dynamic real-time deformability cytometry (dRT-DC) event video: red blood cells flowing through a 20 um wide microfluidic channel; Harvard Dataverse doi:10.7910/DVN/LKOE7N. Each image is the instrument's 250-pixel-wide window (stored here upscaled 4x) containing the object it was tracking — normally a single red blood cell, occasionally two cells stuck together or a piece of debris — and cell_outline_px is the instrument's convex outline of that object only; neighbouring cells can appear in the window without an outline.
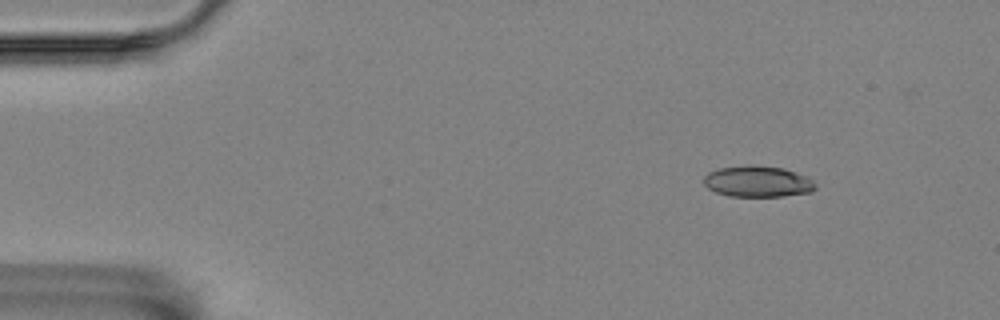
{"species": "Egyptian fruit bat (a non-hibernating species)", "species_latin": "Rousettus aegyptiacus", "temperature_condition": "room temperature", "stored_images_in_passage": 6, "segment_of_instrument_passage": [1, 2], "camera_frame_rate_fps": 3000, "um_per_image_px": 0.085, "animal": {"sex": "female"}, "frame": {"image": 1, "passage_image": 2, "time_ms": 0.333, "image_size_px": [1000, 320], "cell_outline_px": [[816, 188], [812, 192], [784, 196], [728, 196], [716, 192], [708, 188], [704, 184], [704, 176], [708, 172], [716, 168], [748, 164], [756, 164], [784, 168], [808, 176], [816, 184]], "centroid_in_image_um": [64.41, 15.4], "position_along_channel_um": 20.6, "area_um2": 20.69}}